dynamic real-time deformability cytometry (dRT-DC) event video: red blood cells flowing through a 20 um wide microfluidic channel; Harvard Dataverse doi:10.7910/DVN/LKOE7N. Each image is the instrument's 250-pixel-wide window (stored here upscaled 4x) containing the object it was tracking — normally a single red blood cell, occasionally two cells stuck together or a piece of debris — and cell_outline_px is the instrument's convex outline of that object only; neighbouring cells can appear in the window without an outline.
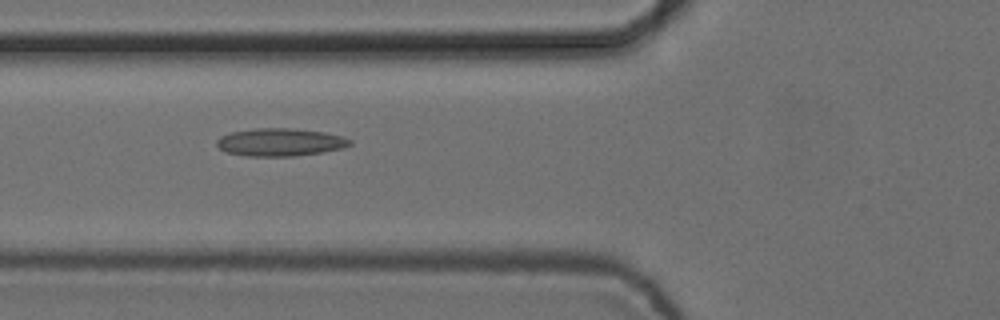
{"species": "common noctule bat (a hibernating species)", "species_latin": "Nyctalus noctula", "temperature_condition": "cold", "stored_images_in_passage": 4, "camera_frame_rate_fps": 3000, "um_per_image_px": 0.085, "animal": {"sex": "female", "body_mass_g": 24.6, "forearm_length_mm": 56.2}, "frame": {"image": 1, "passage_image": 3, "time_ms": 0.667, "image_size_px": [1000, 320], "cell_outline_px": [[352, 144], [344, 148], [324, 152], [292, 156], [248, 156], [224, 152], [216, 144], [216, 140], [220, 136], [232, 132], [256, 128], [292, 128], [324, 132], [344, 136], [352, 140]], "centroid_in_image_um": [23.84, 12.08], "position_along_channel_um": 102.0, "area_um2": 21.73}}
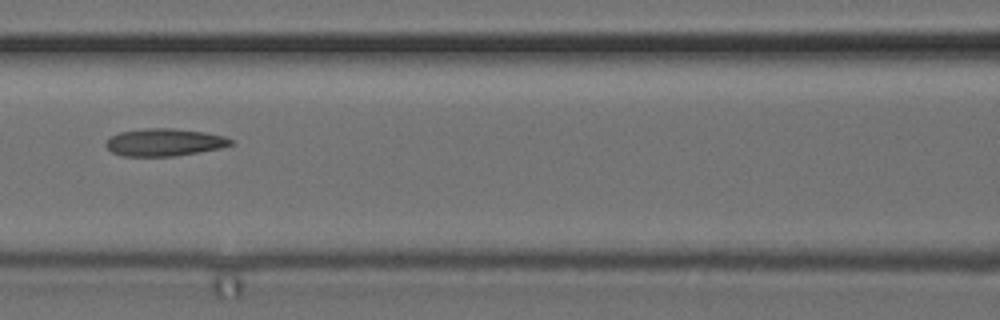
{"frame": {"image": 2, "passage_image": 4, "time_ms": 1.0, "image_size_px": [1000, 320], "cell_outline_px": [[232, 144], [220, 148], [176, 156], [120, 156], [112, 152], [104, 144], [112, 136], [120, 132], [144, 128], [172, 128], [204, 132], [224, 136], [232, 140]], "centroid_in_image_um": [13.95, 12.1], "position_along_channel_um": 152.7, "area_um2": 19.88}}